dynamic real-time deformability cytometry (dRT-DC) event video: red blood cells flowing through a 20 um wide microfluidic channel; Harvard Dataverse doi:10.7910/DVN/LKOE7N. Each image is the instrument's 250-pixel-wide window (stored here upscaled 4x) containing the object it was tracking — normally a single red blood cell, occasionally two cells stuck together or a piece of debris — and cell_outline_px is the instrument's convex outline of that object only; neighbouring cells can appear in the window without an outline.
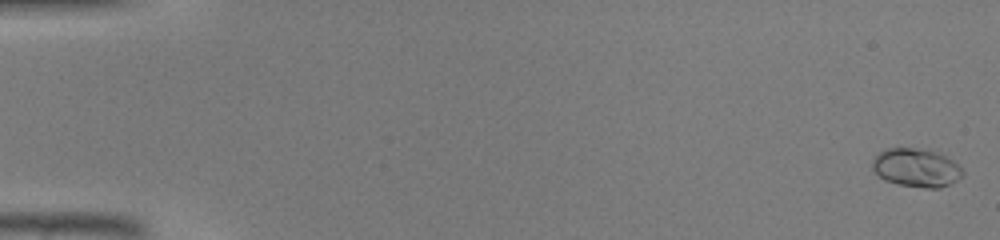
{"species": "common noctule bat (a hibernating species)", "species_latin": "Nyctalus noctula", "temperature_condition": "warm", "stored_images_in_passage": 46, "camera_frame_rate_fps": 3000, "um_per_image_px": 0.085, "animal": {"sex": "male", "body_mass_g": 19.0, "forearm_length_mm": 50.8}, "frame": {"image": 1, "passage_image": 1, "time_ms": 0.0, "image_size_px": [1000, 240], "cell_outline_px": [[964, 176], [940, 188], [924, 188], [900, 184], [884, 180], [872, 168], [872, 160], [884, 148], [912, 148], [932, 152], [944, 156], [952, 160], [964, 172]], "centroid_in_image_um": [77.86, 14.27], "position_along_channel_um": 7.1, "area_um2": 19.83}}
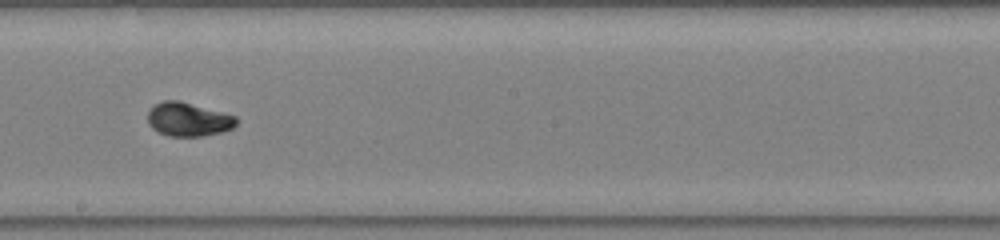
{"frame": {"image": 2, "passage_image": 27, "time_ms": 8.667, "image_size_px": [1000, 240], "cell_outline_px": [[236, 124], [232, 128], [220, 132], [200, 136], [168, 136], [152, 128], [148, 124], [148, 112], [156, 104], [164, 100], [180, 100], [236, 116]], "centroid_in_image_um": [15.99, 10.14], "position_along_channel_um": 232.2, "area_um2": 17.22}}
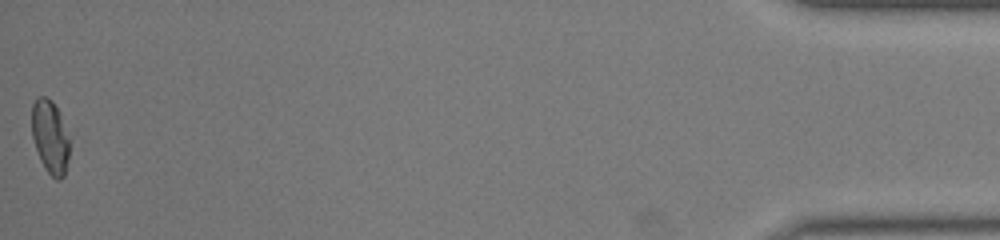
{"frame": {"image": 3, "passage_image": 46, "time_ms": 15.0, "image_size_px": [1000, 240], "cell_outline_px": [[68, 156], [64, 176], [60, 180], [56, 180], [44, 168], [40, 160], [32, 136], [32, 104], [36, 96], [44, 96], [52, 100], [56, 108], [68, 140]], "centroid_in_image_um": [4.21, 11.64], "position_along_channel_um": 431.0, "area_um2": 15.66}}